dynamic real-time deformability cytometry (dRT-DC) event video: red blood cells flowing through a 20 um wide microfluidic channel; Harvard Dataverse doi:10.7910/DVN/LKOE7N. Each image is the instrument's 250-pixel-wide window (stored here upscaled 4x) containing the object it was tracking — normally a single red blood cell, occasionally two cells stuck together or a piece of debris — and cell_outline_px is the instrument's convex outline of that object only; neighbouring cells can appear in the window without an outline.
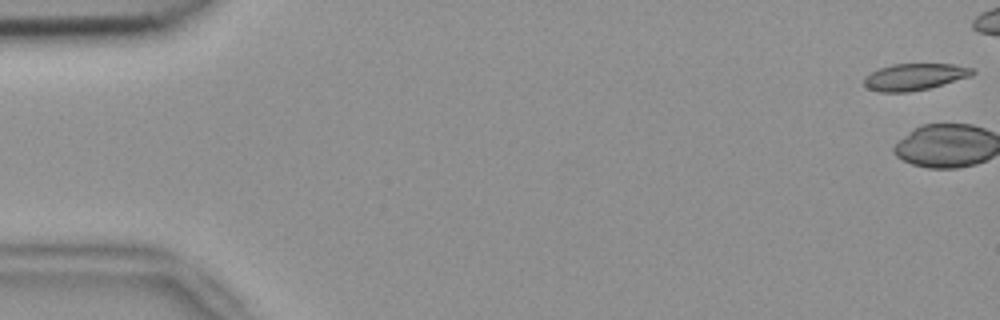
{"species": "common noctule bat (a hibernating species)", "species_latin": "Nyctalus noctula", "temperature_condition": "room temperature", "stored_images_in_passage": 2, "camera_frame_rate_fps": 3000, "um_per_image_px": 0.085, "animal": {"sex": "female", "body_mass_g": 18.4}, "frame": {"image": 1, "passage_image": 1, "time_ms": 0.0, "image_size_px": [1000, 320], "cell_outline_px": [[976, 72], [972, 76], [928, 88], [908, 92], [880, 92], [868, 88], [864, 84], [864, 76], [880, 68], [892, 64], [956, 64], [972, 68]], "centroid_in_image_um": [77.75, 6.52], "position_along_channel_um": 7.2, "area_um2": 16.82}}